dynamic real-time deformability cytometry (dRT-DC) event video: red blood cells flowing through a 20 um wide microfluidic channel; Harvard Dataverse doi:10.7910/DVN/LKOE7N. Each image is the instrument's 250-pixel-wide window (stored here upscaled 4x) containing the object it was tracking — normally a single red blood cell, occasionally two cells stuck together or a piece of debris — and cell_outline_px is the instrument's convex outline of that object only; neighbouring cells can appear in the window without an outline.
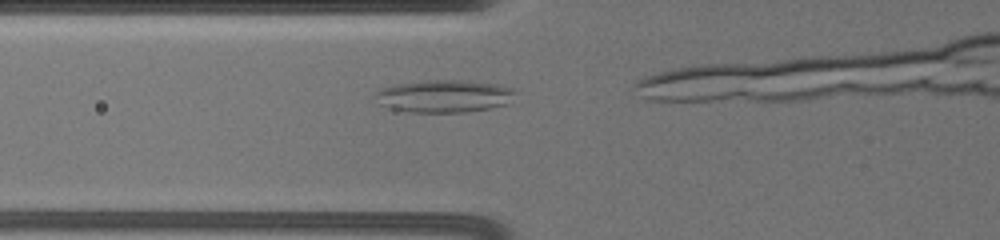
{"species": "common noctule bat (a hibernating species)", "species_latin": "Nyctalus noctula", "temperature_condition": "warm", "stored_images_in_passage": 7, "camera_frame_rate_fps": 3000, "um_per_image_px": 0.085, "animal": {"sex": "female", "body_mass_g": 19.5, "forearm_length_mm": 54.1}, "frame": {"image": 1, "passage_image": 2, "time_ms": 0.333, "image_size_px": [1000, 240], "cell_outline_px": [[516, 92], [508, 104], [492, 108], [464, 112], [404, 112], [388, 108], [380, 104], [376, 92], [376, 88], [392, 84], [424, 80], [456, 80], [496, 84], [512, 88]], "centroid_in_image_um": [37.71, 8.17], "position_along_channel_um": 88.1, "area_um2": 26.76}}